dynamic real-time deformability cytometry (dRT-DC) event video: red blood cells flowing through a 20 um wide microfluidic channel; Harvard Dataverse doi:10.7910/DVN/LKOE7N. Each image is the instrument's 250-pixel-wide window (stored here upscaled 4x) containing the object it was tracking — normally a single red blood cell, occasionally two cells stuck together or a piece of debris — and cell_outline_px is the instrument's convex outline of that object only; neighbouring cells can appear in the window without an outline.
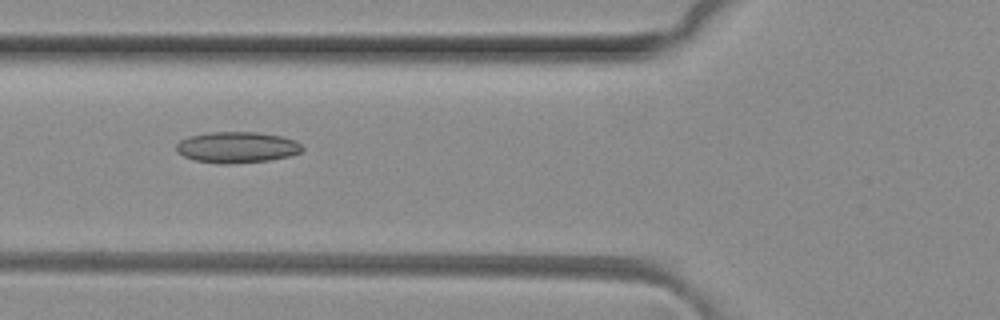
{"species": "common noctule bat (a hibernating species)", "species_latin": "Nyctalus noctula", "temperature_condition": "room temperature", "stored_images_in_passage": 5, "camera_frame_rate_fps": 3000, "um_per_image_px": 0.085, "animal": {"sex": "female", "body_mass_g": 29.2, "forearm_length_mm": 56.3}, "frame": {"image": 1, "passage_image": 5, "time_ms": 1.333, "image_size_px": [1000, 320], "cell_outline_px": [[304, 148], [300, 152], [288, 156], [268, 160], [228, 164], [220, 164], [196, 160], [184, 156], [176, 152], [176, 144], [180, 140], [188, 136], [212, 132], [256, 132], [280, 136], [296, 140]], "centroid_in_image_um": [20.12, 12.52], "position_along_channel_um": 105.7, "area_um2": 22.72}}